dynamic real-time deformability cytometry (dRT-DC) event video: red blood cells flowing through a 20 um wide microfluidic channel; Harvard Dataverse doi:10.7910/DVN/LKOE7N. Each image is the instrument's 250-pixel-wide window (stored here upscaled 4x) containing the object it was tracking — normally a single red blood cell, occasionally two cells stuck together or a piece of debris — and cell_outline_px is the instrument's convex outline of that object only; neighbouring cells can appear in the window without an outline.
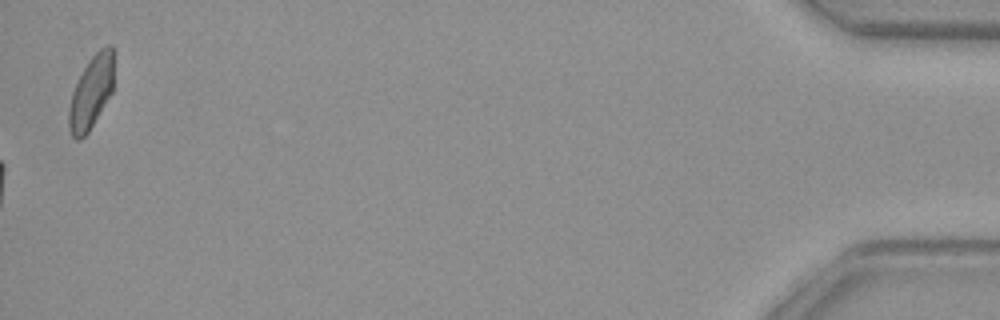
{"species": "common noctule bat (a hibernating species)", "species_latin": "Nyctalus noctula", "temperature_condition": "warm", "stored_images_in_passage": 51, "camera_frame_rate_fps": 3000, "um_per_image_px": 0.085, "animal": {"sex": "female", "body_mass_g": 29.2, "forearm_length_mm": 56.3}, "frame": {"image": 1, "passage_image": 51, "time_ms": 16.667, "image_size_px": [1000, 320], "cell_outline_px": [[112, 92], [88, 132], [80, 140], [76, 140], [72, 136], [68, 128], [68, 108], [72, 92], [88, 60], [100, 48], [108, 44], [112, 44]], "centroid_in_image_um": [7.72, 7.87], "position_along_channel_um": 427.5, "area_um2": 18.84}}